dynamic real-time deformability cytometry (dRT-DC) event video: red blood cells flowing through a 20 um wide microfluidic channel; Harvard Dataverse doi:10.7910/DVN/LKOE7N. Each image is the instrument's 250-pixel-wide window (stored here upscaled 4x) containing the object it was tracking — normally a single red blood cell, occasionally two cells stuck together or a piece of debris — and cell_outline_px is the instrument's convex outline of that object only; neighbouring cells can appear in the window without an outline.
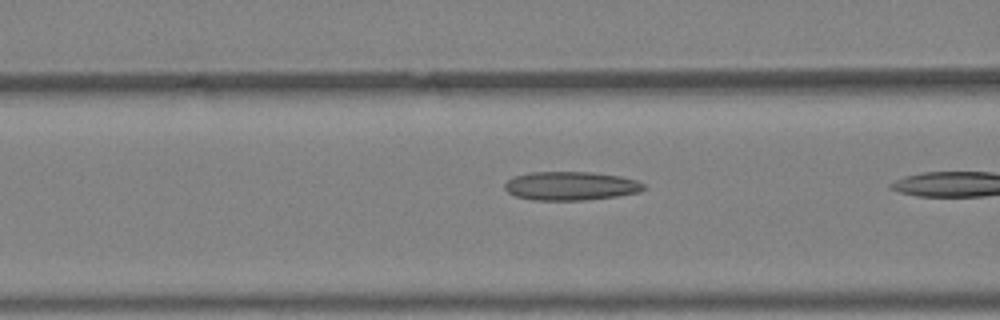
{"species": "Egyptian fruit bat (a non-hibernating species)", "species_latin": "Rousettus aegyptiacus", "temperature_condition": "warm", "stored_images_in_passage": 10, "camera_frame_rate_fps": 3000, "um_per_image_px": 0.085, "animal": {"sex": "female"}, "frame": {"image": 1, "passage_image": 9, "time_ms": 2.667, "image_size_px": [1000, 320], "cell_outline_px": [[644, 188], [640, 192], [616, 196], [584, 200], [532, 200], [516, 196], [508, 192], [504, 188], [504, 184], [508, 180], [516, 176], [532, 172], [592, 172], [620, 176], [636, 180], [644, 184]], "centroid_in_image_um": [48.51, 15.8], "position_along_channel_um": 118.1, "area_um2": 23.12}}